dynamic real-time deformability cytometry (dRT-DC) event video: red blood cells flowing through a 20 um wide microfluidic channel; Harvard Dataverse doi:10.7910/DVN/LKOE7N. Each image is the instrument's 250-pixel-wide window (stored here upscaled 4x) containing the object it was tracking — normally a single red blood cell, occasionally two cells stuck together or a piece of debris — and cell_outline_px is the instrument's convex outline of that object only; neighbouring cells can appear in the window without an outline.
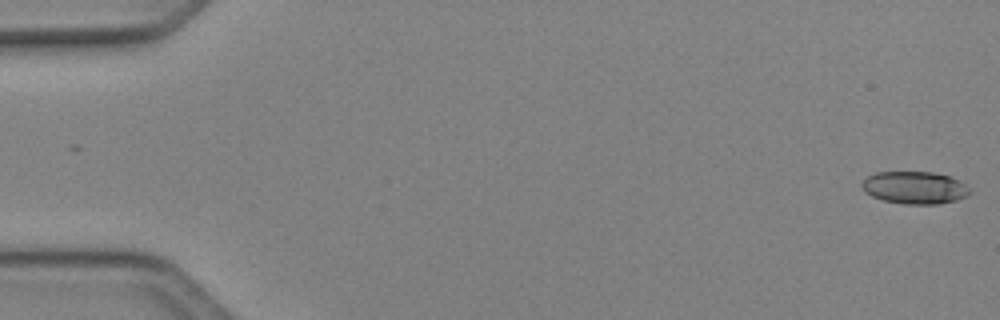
{"species": "Egyptian fruit bat (a non-hibernating species)", "species_latin": "Rousettus aegyptiacus", "temperature_condition": "cold", "stored_images_in_passage": 16, "camera_frame_rate_fps": 3000, "um_per_image_px": 0.085, "animal": {"sex": "female"}, "frame": {"image": 1, "passage_image": 1, "time_ms": 0.0, "image_size_px": [1000, 320], "cell_outline_px": [[972, 192], [968, 196], [956, 200], [940, 204], [904, 204], [884, 200], [872, 196], [864, 192], [860, 184], [868, 176], [876, 172], [936, 172], [952, 176], [960, 180], [972, 188]], "centroid_in_image_um": [77.81, 15.94], "position_along_channel_um": 7.2, "area_um2": 20.81}}